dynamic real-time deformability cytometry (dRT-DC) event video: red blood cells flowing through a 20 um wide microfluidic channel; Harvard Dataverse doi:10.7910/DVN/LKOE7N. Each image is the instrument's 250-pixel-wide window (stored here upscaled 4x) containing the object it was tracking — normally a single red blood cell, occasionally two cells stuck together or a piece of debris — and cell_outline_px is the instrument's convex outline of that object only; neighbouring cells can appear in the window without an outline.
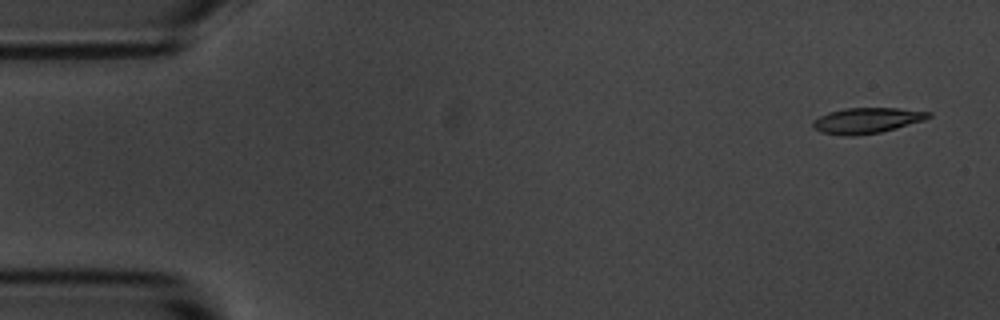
{"species": "common noctule bat (a hibernating species)", "species_latin": "Nyctalus noctula", "temperature_condition": "room temperature", "stored_images_in_passage": 5, "camera_frame_rate_fps": 3000, "um_per_image_px": 0.085, "animal": {"sex": "male", "body_mass_g": 20.1, "forearm_length_mm": 53.5}, "frame": {"image": 1, "passage_image": 1, "time_ms": 0.0, "image_size_px": [1000, 320], "cell_outline_px": [[932, 116], [924, 120], [896, 128], [880, 132], [852, 136], [848, 136], [820, 132], [812, 124], [812, 120], [828, 112], [844, 108], [900, 108], [932, 112]], "centroid_in_image_um": [73.69, 10.23], "position_along_channel_um": 11.3, "area_um2": 17.22}}
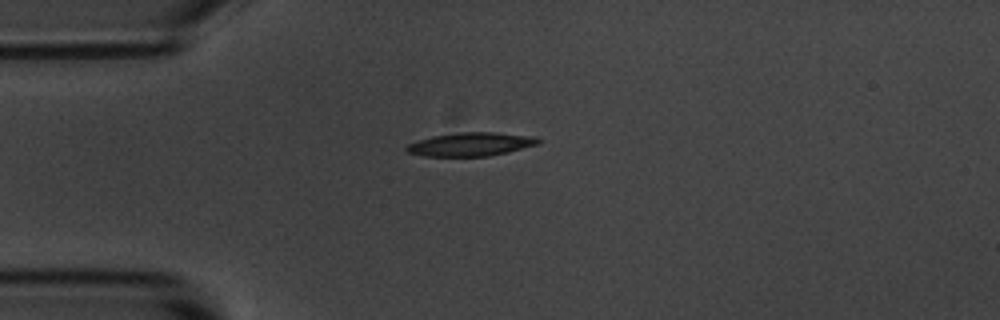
{"frame": {"image": 2, "passage_image": 4, "time_ms": 1.0, "image_size_px": [1000, 320], "cell_outline_px": [[540, 144], [508, 152], [488, 156], [424, 156], [408, 152], [404, 148], [408, 144], [432, 136], [460, 132], [496, 132], [536, 136], [540, 140]], "centroid_in_image_um": [40.07, 12.26], "position_along_channel_um": 44.9, "area_um2": 18.09}}